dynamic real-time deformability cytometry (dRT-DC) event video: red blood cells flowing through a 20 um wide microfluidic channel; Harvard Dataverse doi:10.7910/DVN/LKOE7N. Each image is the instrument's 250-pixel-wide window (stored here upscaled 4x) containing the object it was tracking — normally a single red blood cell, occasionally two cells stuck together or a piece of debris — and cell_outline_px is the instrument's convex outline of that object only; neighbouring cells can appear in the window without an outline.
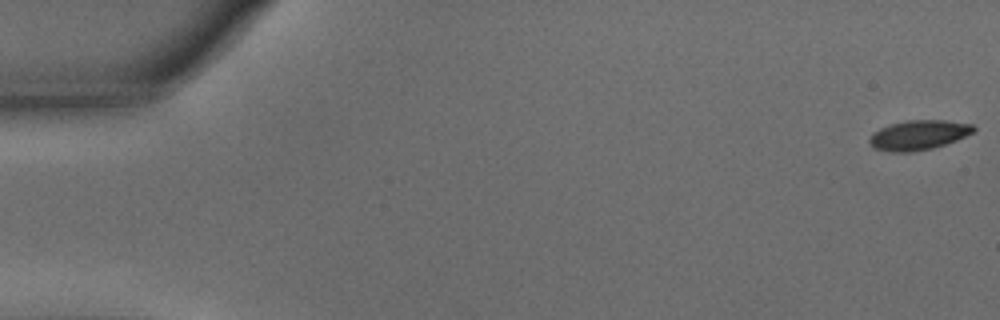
{"species": "common noctule bat (a hibernating species)", "species_latin": "Nyctalus noctula", "temperature_condition": "warm", "stored_images_in_passage": 57, "camera_frame_rate_fps": 3000, "um_per_image_px": 0.085, "animal": {"sex": "male", "body_mass_g": 15.6}, "frame": {"image": 1, "passage_image": 1, "time_ms": 0.0, "image_size_px": [1000, 320], "cell_outline_px": [[976, 128], [972, 132], [956, 140], [932, 148], [912, 152], [892, 152], [872, 148], [868, 140], [872, 132], [880, 128], [892, 124], [908, 120], [944, 120], [972, 124]], "centroid_in_image_um": [78.03, 11.48], "position_along_channel_um": 7.0, "area_um2": 17.92}}
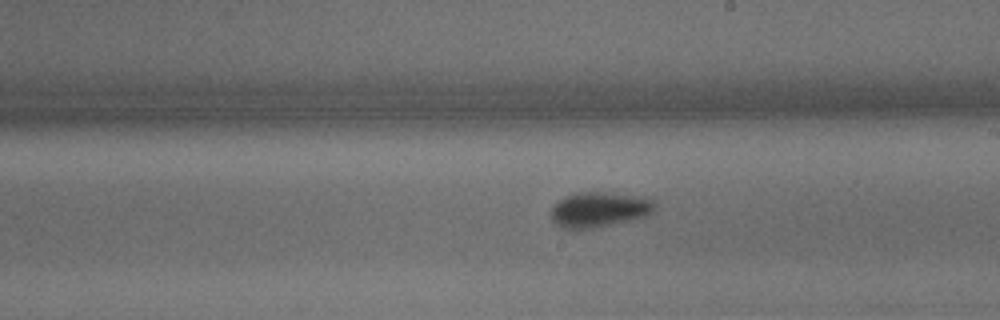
{"frame": {"image": 2, "passage_image": 33, "time_ms": 10.667, "image_size_px": [1000, 320], "cell_outline_px": [[656, 204], [652, 212], [644, 216], [580, 232], [576, 232], [560, 228], [552, 220], [552, 208], [564, 196], [576, 192], [600, 192], [636, 196], [656, 200]], "centroid_in_image_um": [50.87, 17.85], "position_along_channel_um": 238.1, "area_um2": 21.5}}
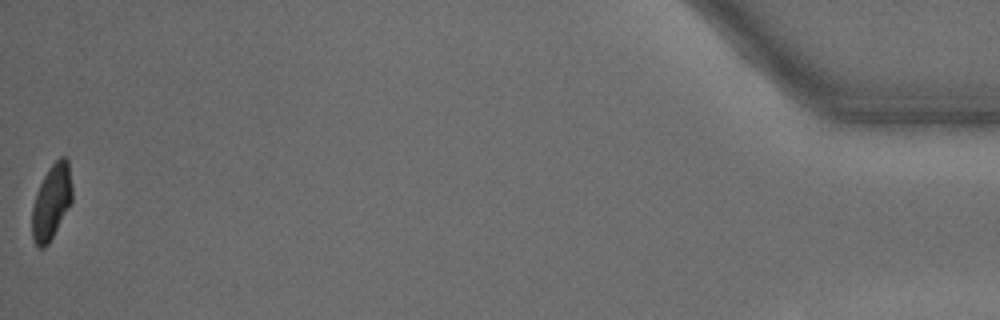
{"frame": {"image": 3, "passage_image": 57, "time_ms": 18.667, "image_size_px": [1000, 320], "cell_outline_px": [[72, 204], [48, 244], [44, 248], [40, 248], [32, 240], [32, 208], [36, 192], [48, 168], [60, 156], [64, 156], [68, 160], [72, 188]], "centroid_in_image_um": [4.38, 17.17], "position_along_channel_um": 430.8, "area_um2": 17.69}, "authors_computed_cell_mechanics": {"area_um2": 19.2474, "velocity_mm_per_s": 3.5893, "shape_relaxation_time_tau1_ms": 1.868, "shape_relaxation_time_tau2_ms": 1.6798, "deformation_change_tau1": 0.1347, "deformation_change_tau2": 0.074}}